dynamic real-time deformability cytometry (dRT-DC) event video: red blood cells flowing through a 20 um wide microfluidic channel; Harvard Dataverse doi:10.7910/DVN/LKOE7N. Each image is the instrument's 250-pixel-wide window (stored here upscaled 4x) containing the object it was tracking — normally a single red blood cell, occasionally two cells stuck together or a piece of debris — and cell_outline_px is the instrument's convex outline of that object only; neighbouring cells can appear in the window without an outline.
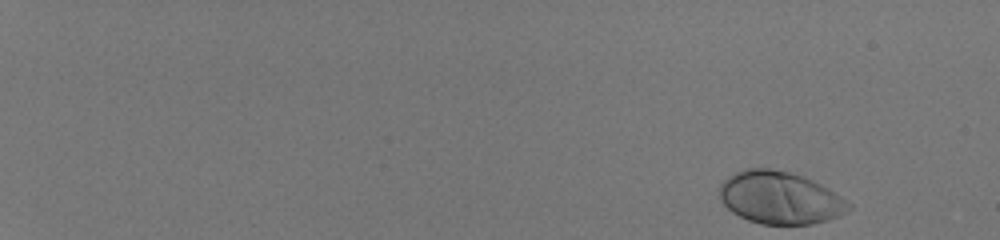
{"species": "human", "species_latin": "Homo sapiens", "temperature_condition": "room temperature", "stored_images_in_passage": 50, "camera_frame_rate_fps": 3000, "um_per_image_px": 0.085, "donor": {"sex": "male"}, "frame": {"image": 1, "passage_image": 1, "time_ms": 0.0, "image_size_px": [1000, 240], "cell_outline_px": [[852, 208], [848, 212], [828, 220], [812, 224], [760, 224], [748, 220], [732, 212], [720, 200], [720, 184], [728, 176], [744, 168], [772, 168], [792, 172], [804, 176], [828, 188], [852, 204]], "centroid_in_image_um": [66.31, 16.8], "position_along_channel_um": 18.7, "area_um2": 39.71}}
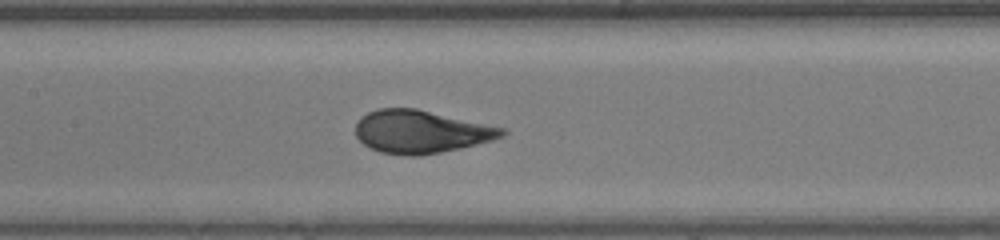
{"frame": {"image": 2, "passage_image": 28, "time_ms": 9.0, "image_size_px": [1000, 240], "cell_outline_px": [[508, 132], [504, 136], [492, 140], [460, 148], [440, 152], [416, 156], [404, 156], [380, 152], [364, 144], [356, 136], [356, 120], [360, 116], [376, 108], [416, 108], [508, 128]], "centroid_in_image_um": [35.79, 11.18], "position_along_channel_um": 171.6, "area_um2": 36.93}}
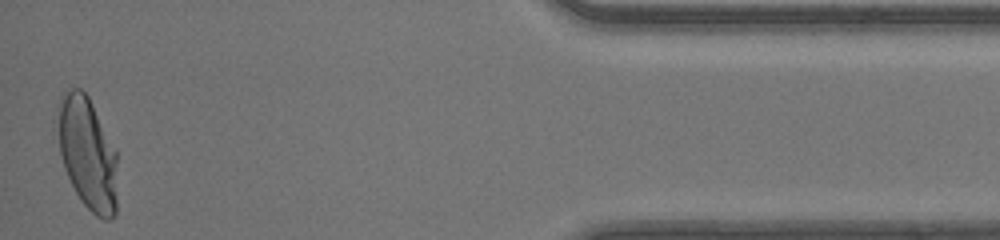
{"frame": {"image": 3, "passage_image": 50, "time_ms": 16.333, "image_size_px": [1000, 240], "cell_outline_px": [[116, 212], [108, 220], [104, 220], [96, 216], [80, 200], [64, 168], [52, 132], [56, 104], [60, 96], [64, 92], [72, 88], [80, 88], [88, 96], [116, 152]], "centroid_in_image_um": [7.33, 12.96], "position_along_channel_um": 427.9, "area_um2": 40.06}, "authors_computed_cell_mechanics": {"area_um2": 37.3388, "velocity_mm_per_s": 4.1688, "shape_relaxation_time_tau1_ms": 3.2197, "shape_relaxation_time_tau2_ms": null, "deformation_change_tau1": 0.1977, "deformation_change_tau2": null}}